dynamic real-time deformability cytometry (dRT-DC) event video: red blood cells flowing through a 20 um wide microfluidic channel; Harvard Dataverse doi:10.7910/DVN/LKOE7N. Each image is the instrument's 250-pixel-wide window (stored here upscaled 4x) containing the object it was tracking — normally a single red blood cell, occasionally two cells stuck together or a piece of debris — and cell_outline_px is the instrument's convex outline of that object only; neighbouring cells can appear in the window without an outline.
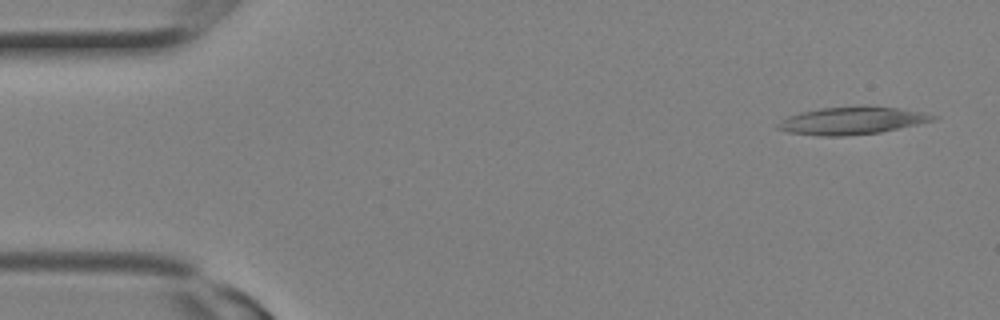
{"species": "Egyptian fruit bat (a non-hibernating species)", "species_latin": "Rousettus aegyptiacus", "temperature_condition": "room temperature", "stored_images_in_passage": 7, "camera_frame_rate_fps": 3000, "um_per_image_px": 0.085, "animal": {"sex": "female"}, "frame": {"image": 1, "passage_image": 1, "time_ms": 0.0, "image_size_px": [1000, 320], "cell_outline_px": [[940, 116], [936, 120], [880, 132], [844, 136], [820, 136], [788, 132], [776, 128], [776, 124], [780, 120], [788, 116], [800, 112], [820, 108], [868, 104], [900, 108]], "centroid_in_image_um": [72.41, 10.23], "position_along_channel_um": 12.6, "area_um2": 25.32}}
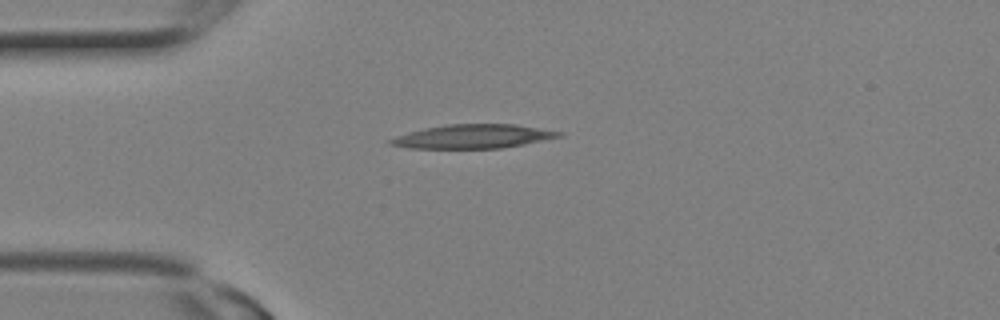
{"frame": {"image": 2, "passage_image": 6, "time_ms": 1.667, "image_size_px": [1000, 320], "cell_outline_px": [[564, 136], [524, 144], [500, 148], [408, 148], [388, 144], [388, 140], [396, 136], [424, 128], [448, 124], [516, 124], [564, 132]], "centroid_in_image_um": [40.24, 11.59], "position_along_channel_um": 44.8, "area_um2": 23.41}}